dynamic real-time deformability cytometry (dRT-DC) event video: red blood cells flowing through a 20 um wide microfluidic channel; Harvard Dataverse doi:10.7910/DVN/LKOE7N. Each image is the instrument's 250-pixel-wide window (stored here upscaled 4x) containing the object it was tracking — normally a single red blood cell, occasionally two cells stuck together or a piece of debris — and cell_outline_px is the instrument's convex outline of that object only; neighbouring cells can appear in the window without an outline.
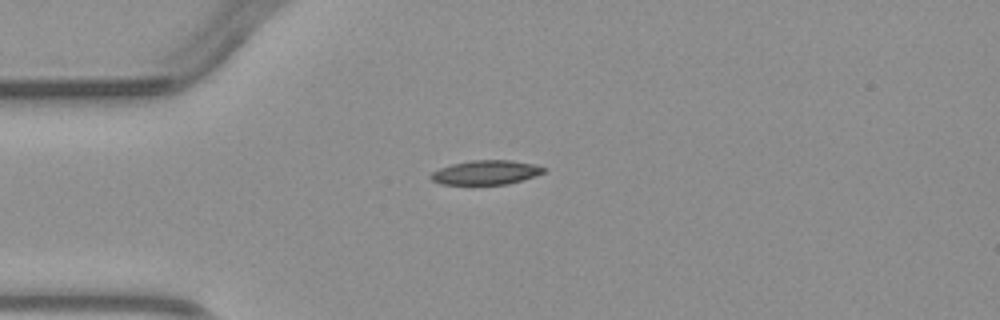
{"species": "common noctule bat (a hibernating species)", "species_latin": "Nyctalus noctula", "temperature_condition": "warm", "stored_images_in_passage": 2, "camera_frame_rate_fps": 3000, "um_per_image_px": 0.085, "animal": {"sex": "male", "body_mass_g": 23.1, "forearm_length_mm": 52.7}, "frame": {"image": 1, "passage_image": 1, "time_ms": 0.0, "image_size_px": [1000, 320], "cell_outline_px": [[548, 168], [544, 172], [508, 184], [440, 184], [432, 180], [428, 176], [432, 172], [440, 168], [452, 164], [472, 160], [512, 160], [532, 164]], "centroid_in_image_um": [41.27, 14.65], "position_along_channel_um": 43.7, "area_um2": 15.78}}